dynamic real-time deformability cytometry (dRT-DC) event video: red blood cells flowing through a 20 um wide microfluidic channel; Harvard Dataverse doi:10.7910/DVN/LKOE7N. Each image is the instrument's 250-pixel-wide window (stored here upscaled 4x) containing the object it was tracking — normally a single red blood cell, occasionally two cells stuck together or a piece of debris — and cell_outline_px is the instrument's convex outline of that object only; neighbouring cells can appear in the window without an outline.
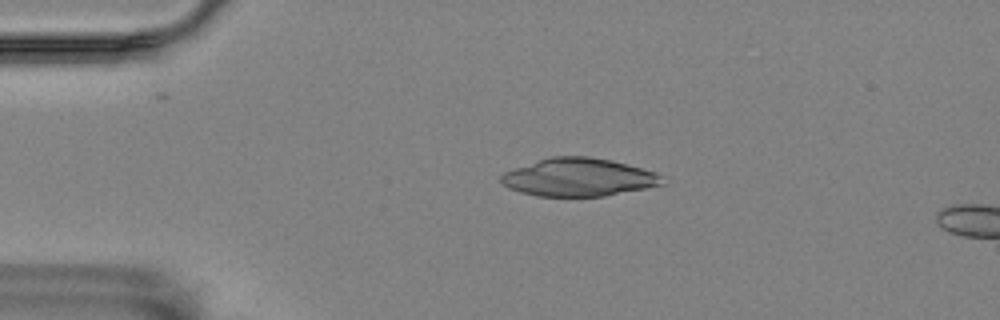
{"species": "Egyptian fruit bat (a non-hibernating species)", "species_latin": "Rousettus aegyptiacus", "temperature_condition": "room temperature", "stored_images_in_passage": 16, "camera_frame_rate_fps": 3000, "um_per_image_px": 0.085, "animal": {"sex": "female"}, "frame": {"image": 1, "passage_image": 12, "time_ms": 3.667, "image_size_px": [1000, 320], "cell_outline_px": [[668, 184], [604, 196], [536, 196], [520, 192], [508, 188], [500, 180], [500, 176], [504, 172], [552, 156], [588, 156], [612, 160], [656, 172], [664, 176]], "centroid_in_image_um": [49.25, 15.08], "position_along_channel_um": 35.7, "area_um2": 35.78}}